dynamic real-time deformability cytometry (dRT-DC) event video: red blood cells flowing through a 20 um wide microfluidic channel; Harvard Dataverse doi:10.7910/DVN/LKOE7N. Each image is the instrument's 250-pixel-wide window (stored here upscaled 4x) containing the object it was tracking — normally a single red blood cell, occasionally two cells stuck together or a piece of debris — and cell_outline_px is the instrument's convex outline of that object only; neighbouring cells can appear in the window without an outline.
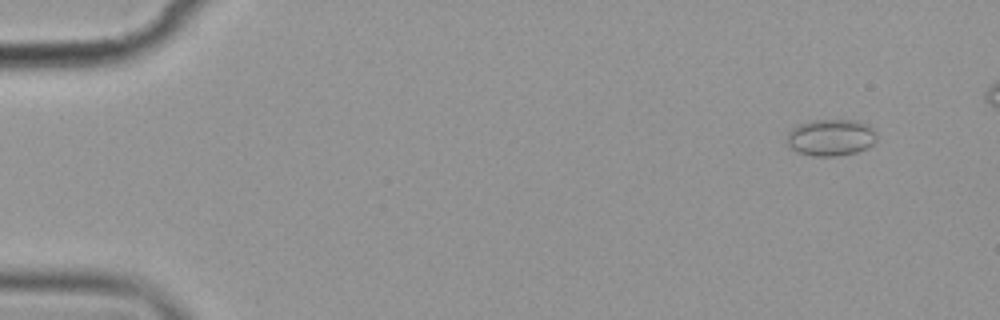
{"species": "common noctule bat (a hibernating species)", "species_latin": "Nyctalus noctula", "temperature_condition": "cold", "stored_images_in_passage": 6, "camera_frame_rate_fps": 3000, "um_per_image_px": 0.085, "animal": {"sex": "female", "body_mass_g": 19.9}, "frame": {"image": 1, "passage_image": 2, "time_ms": 1.333, "image_size_px": [1000, 320], "cell_outline_px": [[876, 140], [868, 148], [856, 152], [836, 156], [812, 156], [800, 152], [792, 148], [788, 144], [788, 132], [792, 128], [800, 124], [812, 120], [856, 120], [868, 124], [876, 128]], "centroid_in_image_um": [70.68, 11.67], "position_along_channel_um": 14.3, "area_um2": 19.25}}